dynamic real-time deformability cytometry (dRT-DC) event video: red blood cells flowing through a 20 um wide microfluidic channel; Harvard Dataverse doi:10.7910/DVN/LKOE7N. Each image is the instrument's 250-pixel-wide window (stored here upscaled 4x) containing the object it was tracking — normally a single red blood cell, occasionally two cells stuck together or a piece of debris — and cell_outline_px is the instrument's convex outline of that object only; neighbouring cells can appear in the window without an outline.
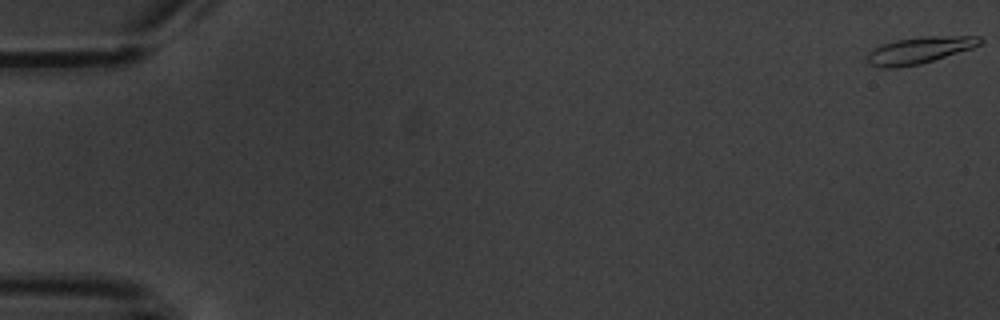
{"species": "common noctule bat (a hibernating species)", "species_latin": "Nyctalus noctula", "temperature_condition": "warm", "stored_images_in_passage": 7, "camera_frame_rate_fps": 3000, "um_per_image_px": 0.085, "animal": {"sex": "male", "body_mass_g": 20.1, "forearm_length_mm": 53.5}, "frame": {"image": 1, "passage_image": 1, "time_ms": 0.0, "image_size_px": [1000, 320], "cell_outline_px": [[984, 40], [980, 44], [972, 48], [920, 64], [896, 68], [884, 68], [868, 64], [864, 56], [872, 48], [896, 40], [924, 36], [980, 36]], "centroid_in_image_um": [78.1, 4.27], "position_along_channel_um": 6.9, "area_um2": 17.63}}
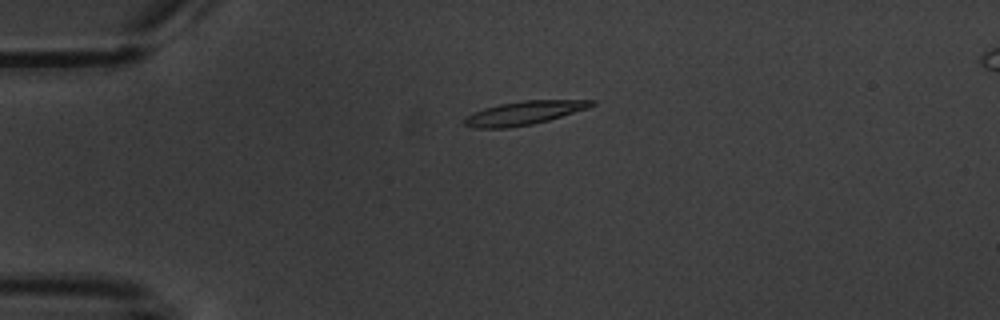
{"frame": {"image": 2, "passage_image": 5, "time_ms": 4.667, "image_size_px": [1000, 320], "cell_outline_px": [[596, 104], [588, 108], [548, 120], [532, 124], [508, 128], [476, 128], [464, 124], [464, 120], [468, 116], [484, 108], [500, 104], [520, 100], [596, 100]], "centroid_in_image_um": [44.58, 9.59], "position_along_channel_um": 40.4, "area_um2": 17.28}}